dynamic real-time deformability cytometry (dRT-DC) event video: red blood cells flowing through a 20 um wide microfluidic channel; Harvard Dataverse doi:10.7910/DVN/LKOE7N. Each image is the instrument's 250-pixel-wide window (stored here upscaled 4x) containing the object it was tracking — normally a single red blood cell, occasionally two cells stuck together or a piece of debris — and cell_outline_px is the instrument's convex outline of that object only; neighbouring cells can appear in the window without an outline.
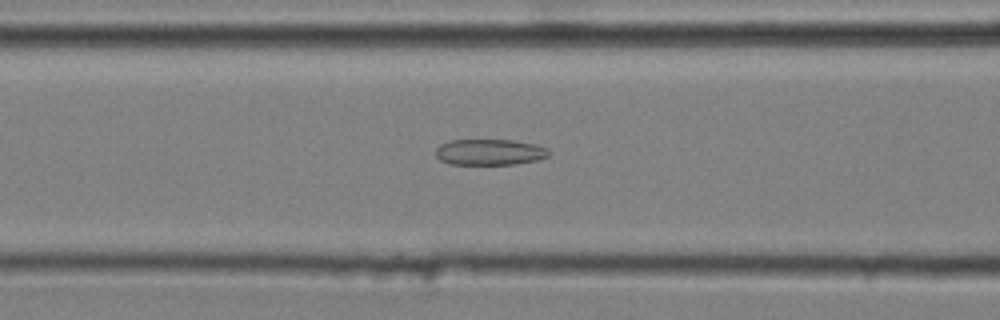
{"species": "common noctule bat (a hibernating species)", "species_latin": "Nyctalus noctula", "temperature_condition": "cold", "stored_images_in_passage": 43, "camera_frame_rate_fps": 3000, "um_per_image_px": 0.085, "animal": {"sex": "male", "body_mass_g": 20.4}, "frame": {"image": 1, "passage_image": 15, "time_ms": 4.667, "image_size_px": [1000, 320], "cell_outline_px": [[548, 156], [536, 160], [516, 164], [452, 164], [440, 160], [436, 156], [436, 148], [440, 144], [448, 140], [512, 140], [536, 144], [548, 148]], "centroid_in_image_um": [41.61, 12.92], "position_along_channel_um": 125.0, "area_um2": 17.11}}
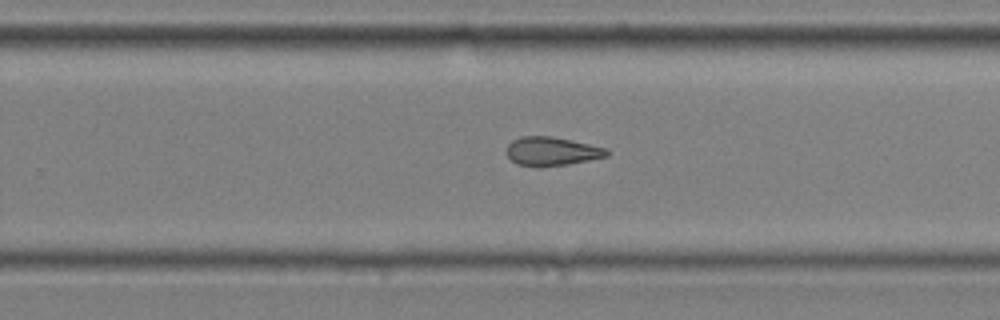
{"frame": {"image": 2, "passage_image": 28, "time_ms": 9.0, "image_size_px": [1000, 320], "cell_outline_px": [[612, 152], [608, 156], [568, 164], [536, 168], [516, 164], [504, 152], [508, 144], [512, 140], [520, 136], [552, 136], [608, 148]], "centroid_in_image_um": [46.88, 12.87], "position_along_channel_um": 282.9, "area_um2": 17.17}}
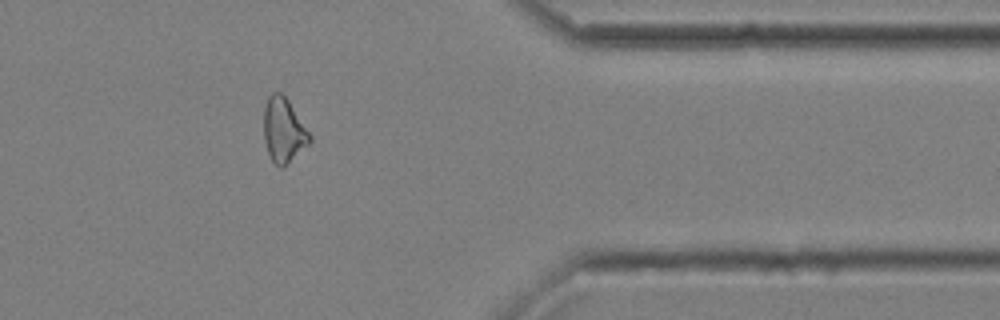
{"frame": {"image": 3, "passage_image": 38, "time_ms": 12.333, "image_size_px": [1000, 320], "cell_outline_px": [[312, 140], [308, 144], [280, 168], [272, 160], [268, 152], [264, 140], [264, 108], [268, 96], [272, 92], [280, 92], [288, 100], [312, 136]], "centroid_in_image_um": [24.09, 11.03], "position_along_channel_um": 387.3, "area_um2": 16.88}}